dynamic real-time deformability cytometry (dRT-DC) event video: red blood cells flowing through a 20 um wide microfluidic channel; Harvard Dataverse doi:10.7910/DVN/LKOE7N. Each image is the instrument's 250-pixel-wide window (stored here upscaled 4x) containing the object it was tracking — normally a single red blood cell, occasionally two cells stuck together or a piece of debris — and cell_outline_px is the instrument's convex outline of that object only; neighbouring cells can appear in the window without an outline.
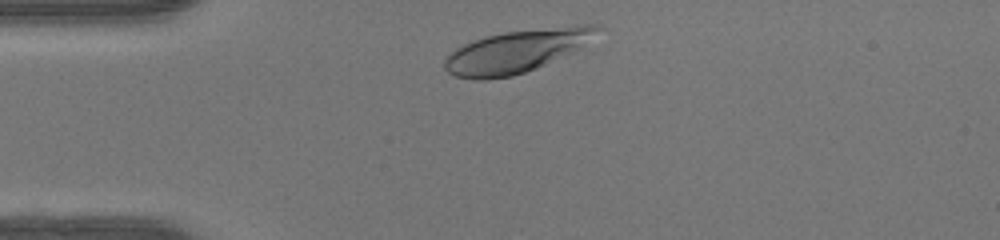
{"species": "human", "species_latin": "Homo sapiens", "temperature_condition": "warm", "stored_images_in_passage": 30, "camera_frame_rate_fps": 3000, "um_per_image_px": 0.085, "donor": {"sex": "female"}, "frame": {"image": 1, "passage_image": 2, "time_ms": 0.333, "image_size_px": [1000, 240], "cell_outline_px": [[604, 28], [576, 48], [536, 68], [512, 76], [488, 80], [472, 80], [456, 76], [448, 72], [444, 68], [444, 60], [456, 48], [472, 40], [484, 36], [504, 32], [580, 24], [592, 24]], "centroid_in_image_um": [43.82, 4.35], "position_along_channel_um": 41.2, "area_um2": 37.34}}
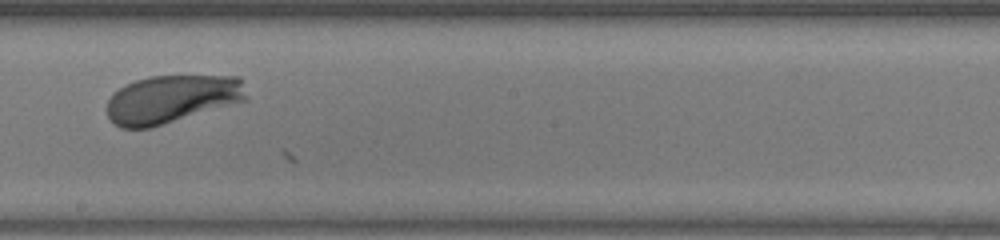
{"frame": {"image": 2, "passage_image": 18, "time_ms": 5.667, "image_size_px": [1000, 240], "cell_outline_px": [[248, 100], [148, 128], [120, 128], [108, 116], [108, 100], [112, 92], [124, 84], [148, 76], [240, 76], [244, 80], [248, 96]], "centroid_in_image_um": [14.63, 8.4], "position_along_channel_um": 233.6, "area_um2": 39.25}}
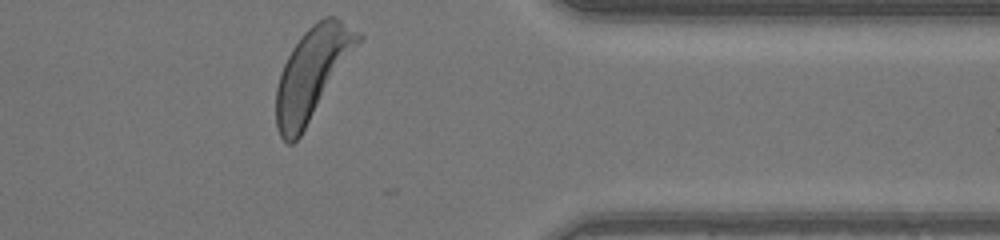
{"frame": {"image": 3, "passage_image": 30, "time_ms": 9.667, "image_size_px": [1000, 240], "cell_outline_px": [[364, 40], [300, 136], [292, 144], [288, 144], [280, 136], [276, 128], [276, 88], [280, 72], [292, 48], [304, 32], [312, 24], [324, 16], [336, 16], [360, 32], [364, 36]], "centroid_in_image_um": [26.58, 6.21], "position_along_channel_um": 384.8, "area_um2": 43.99}, "authors_computed_cell_mechanics": {"area_um2": 38.437, "velocity_mm_per_s": 4.1613, "shape_relaxation_time_tau1_ms": 1.4356, "shape_relaxation_time_tau2_ms": null, "deformation_change_tau1": 0.1188, "deformation_change_tau2": null}}